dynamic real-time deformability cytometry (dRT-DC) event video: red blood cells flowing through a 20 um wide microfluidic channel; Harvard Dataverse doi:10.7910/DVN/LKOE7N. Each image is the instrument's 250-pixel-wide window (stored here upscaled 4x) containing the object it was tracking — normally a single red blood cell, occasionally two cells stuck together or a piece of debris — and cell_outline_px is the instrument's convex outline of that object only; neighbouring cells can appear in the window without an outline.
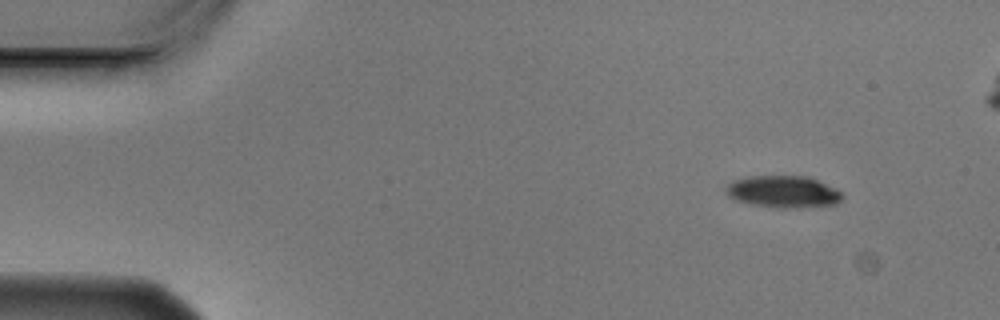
{"species": "Egyptian fruit bat (a non-hibernating species)", "species_latin": "Rousettus aegyptiacus", "temperature_condition": "cold", "stored_images_in_passage": 5, "camera_frame_rate_fps": 3000, "um_per_image_px": 0.085, "animal": {"sex": "male"}, "frame": {"image": 1, "passage_image": 1, "time_ms": 0.0, "image_size_px": [1000, 320], "cell_outline_px": [[844, 196], [836, 204], [796, 208], [776, 208], [752, 204], [736, 200], [728, 196], [724, 192], [724, 188], [732, 180], [748, 176], [808, 176], [836, 188], [844, 192]], "centroid_in_image_um": [66.57, 16.29], "position_along_channel_um": 18.4, "area_um2": 21.96}}
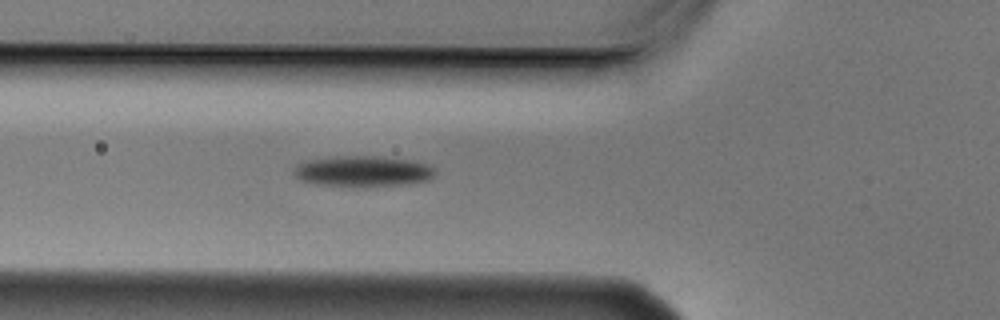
{"frame": {"image": 2, "passage_image": 5, "time_ms": 1.333, "image_size_px": [1000, 320], "cell_outline_px": [[436, 172], [428, 180], [408, 184], [320, 184], [300, 180], [292, 172], [300, 164], [308, 160], [340, 156], [380, 156], [408, 160], [424, 164], [436, 168]], "centroid_in_image_um": [30.87, 14.52], "position_along_channel_um": 94.9, "area_um2": 24.16}}